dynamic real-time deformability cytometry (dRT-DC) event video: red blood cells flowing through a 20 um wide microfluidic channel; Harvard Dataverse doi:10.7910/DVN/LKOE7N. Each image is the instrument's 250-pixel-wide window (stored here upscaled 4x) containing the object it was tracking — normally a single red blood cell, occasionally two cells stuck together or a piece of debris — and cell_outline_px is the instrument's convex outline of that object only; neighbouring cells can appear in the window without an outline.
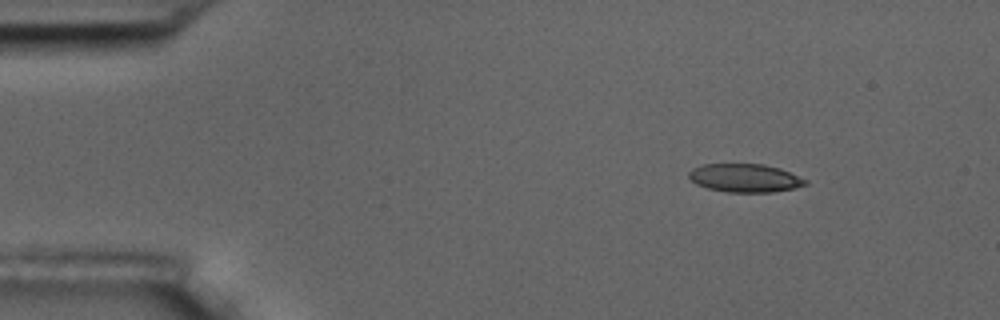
{"species": "common noctule bat (a hibernating species)", "species_latin": "Nyctalus noctula", "temperature_condition": "room temperature", "stored_images_in_passage": 4, "camera_frame_rate_fps": 3000, "um_per_image_px": 0.085, "animal": {"sex": "male", "body_mass_g": 17.5, "forearm_length_mm": 52.3}, "frame": {"image": 1, "passage_image": 1, "time_ms": 0.0, "image_size_px": [1000, 320], "cell_outline_px": [[808, 184], [792, 188], [772, 192], [728, 192], [708, 188], [696, 184], [688, 176], [688, 172], [692, 168], [700, 164], [764, 164], [780, 168], [808, 180]], "centroid_in_image_um": [63.3, 15.12], "position_along_channel_um": 21.7, "area_um2": 19.25}}
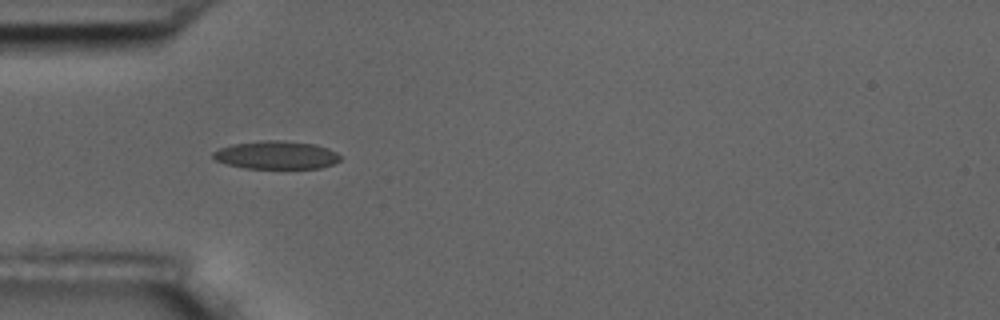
{"frame": {"image": 2, "passage_image": 3, "time_ms": 3.333, "image_size_px": [1000, 320], "cell_outline_px": [[340, 160], [332, 164], [320, 168], [244, 168], [224, 164], [216, 160], [212, 156], [212, 152], [220, 148], [232, 144], [264, 140], [284, 140], [316, 144], [328, 148], [336, 152], [340, 156]], "centroid_in_image_um": [23.47, 13.17], "position_along_channel_um": 61.5, "area_um2": 20.92}}